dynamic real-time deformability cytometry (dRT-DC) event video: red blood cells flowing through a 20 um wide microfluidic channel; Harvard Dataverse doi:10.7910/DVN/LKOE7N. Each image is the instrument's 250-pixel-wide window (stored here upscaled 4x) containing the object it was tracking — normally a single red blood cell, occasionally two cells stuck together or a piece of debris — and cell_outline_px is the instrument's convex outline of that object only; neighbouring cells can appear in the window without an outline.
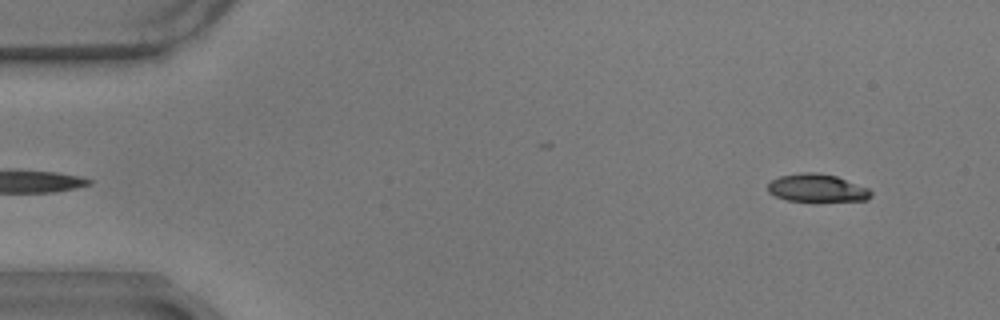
{"species": "common noctule bat (a hibernating species)", "species_latin": "Nyctalus noctula", "temperature_condition": "warm", "stored_images_in_passage": 56, "camera_frame_rate_fps": 3000, "um_per_image_px": 0.085, "animal": {"sex": "male", "body_mass_g": 17.9}, "frame": {"image": 1, "passage_image": 2, "time_ms": 0.333, "image_size_px": [1000, 320], "cell_outline_px": [[872, 196], [868, 200], [788, 200], [776, 196], [768, 192], [768, 184], [772, 180], [780, 176], [800, 172], [820, 172], [836, 176], [868, 188], [872, 192]], "centroid_in_image_um": [69.44, 15.96], "position_along_channel_um": 15.6, "area_um2": 16.47}}
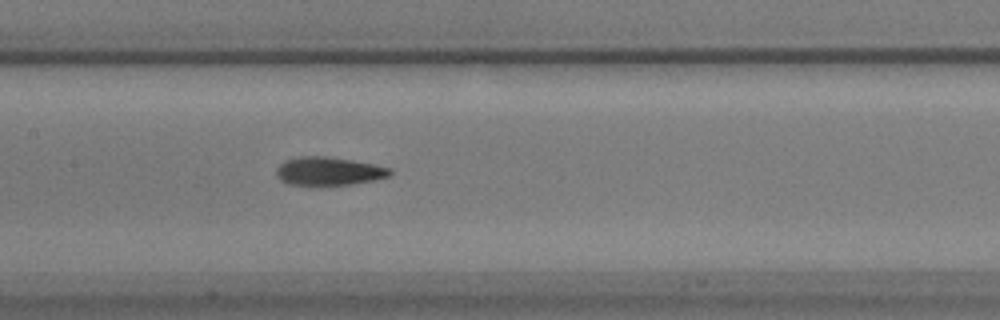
{"frame": {"image": 2, "passage_image": 25, "time_ms": 8.0, "image_size_px": [1000, 320], "cell_outline_px": [[392, 172], [388, 176], [372, 180], [352, 184], [316, 188], [288, 184], [280, 180], [276, 176], [276, 168], [284, 160], [300, 156], [328, 156], [352, 160], [392, 168]], "centroid_in_image_um": [27.87, 14.59], "position_along_channel_um": 179.5, "area_um2": 19.48}}
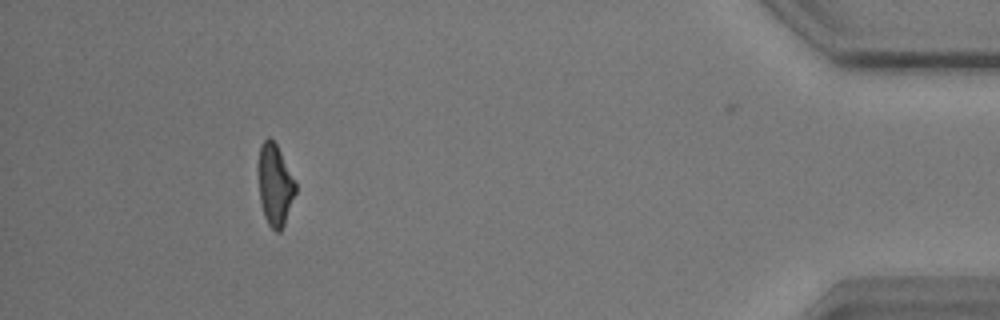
{"frame": {"image": 3, "passage_image": 50, "time_ms": 16.333, "image_size_px": [1000, 320], "cell_outline_px": [[296, 192], [284, 224], [280, 232], [276, 232], [268, 224], [264, 216], [260, 204], [256, 168], [260, 144], [268, 136], [276, 144], [296, 180]], "centroid_in_image_um": [23.34, 15.68], "position_along_channel_um": 411.9, "area_um2": 18.21}, "authors_computed_cell_mechanics": {"area_um2": 18.5538, "velocity_mm_per_s": 3.5007, "shape_relaxation_time_tau1_ms": 5.437, "shape_relaxation_time_tau2_ms": 3.0563, "deformation_change_tau1": 0.1728, "deformation_change_tau2": 0.1262}}